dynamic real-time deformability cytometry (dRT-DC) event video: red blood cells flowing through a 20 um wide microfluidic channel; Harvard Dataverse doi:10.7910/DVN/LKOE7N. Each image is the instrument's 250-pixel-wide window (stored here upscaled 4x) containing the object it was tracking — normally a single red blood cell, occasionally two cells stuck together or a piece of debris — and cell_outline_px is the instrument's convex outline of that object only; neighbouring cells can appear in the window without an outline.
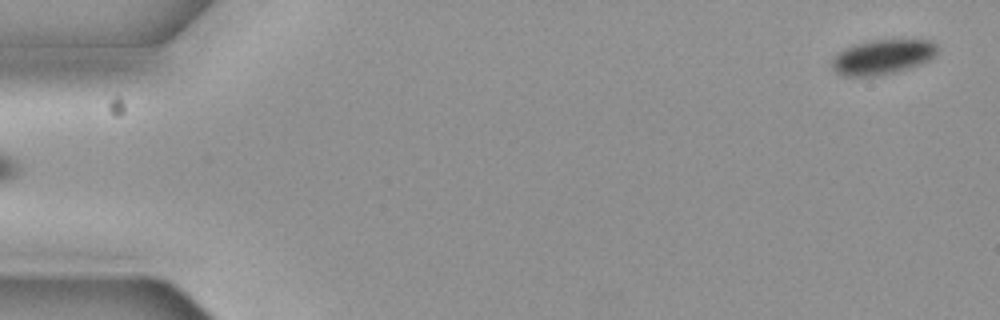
{"species": "common noctule bat (a hibernating species)", "species_latin": "Nyctalus noctula", "temperature_condition": "cold", "stored_images_in_passage": 3, "segment_of_instrument_passage": [2, 2], "camera_frame_rate_fps": 3000, "um_per_image_px": 0.085, "animal": {"sex": "female", "body_mass_g": 19.3, "forearm_length_mm": 54.1}, "frame": {"image": 1, "passage_image": 3, "time_ms": 0.667, "image_size_px": [1000, 320], "cell_outline_px": [[936, 56], [920, 64], [896, 72], [876, 76], [840, 76], [828, 64], [832, 56], [844, 48], [852, 44], [868, 40], [932, 40], [936, 44]], "centroid_in_image_um": [74.93, 4.84], "position_along_channel_um": 10.1, "area_um2": 21.79}}